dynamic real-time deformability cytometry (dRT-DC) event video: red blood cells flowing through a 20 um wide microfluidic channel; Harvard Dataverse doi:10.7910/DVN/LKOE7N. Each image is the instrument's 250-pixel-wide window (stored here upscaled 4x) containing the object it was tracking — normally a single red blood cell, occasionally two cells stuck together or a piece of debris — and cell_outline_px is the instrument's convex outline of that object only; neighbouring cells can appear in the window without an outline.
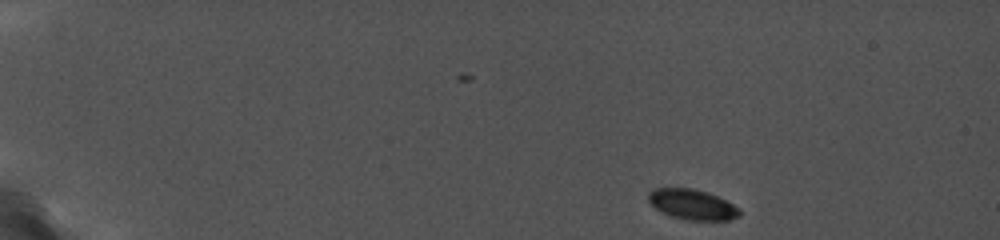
{"species": "common noctule bat (a hibernating species)", "species_latin": "Nyctalus noctula", "temperature_condition": "cold", "stored_images_in_passage": 48, "camera_frame_rate_fps": 5000, "um_per_image_px": 0.085, "animal": {"sex": "female", "body_mass_g": 19.0, "forearm_length_mm": 56.7}, "frame": {"image": 1, "passage_image": 1, "time_ms": 0.0, "image_size_px": [1000, 240], "cell_outline_px": [[740, 216], [728, 220], [688, 220], [672, 216], [656, 208], [648, 200], [648, 192], [652, 188], [692, 188], [708, 192], [740, 208]], "centroid_in_image_um": [58.84, 17.37], "position_along_channel_um": 26.2, "area_um2": 15.95}}
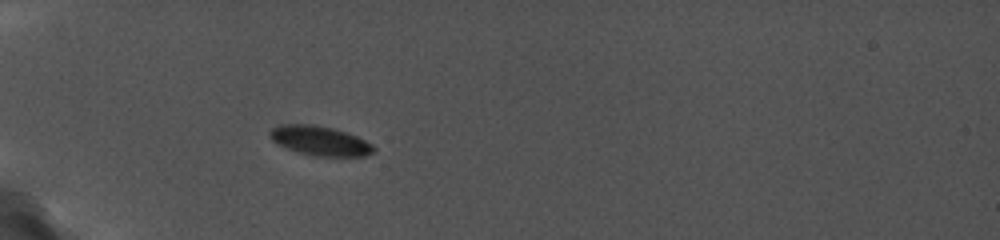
{"frame": {"image": 2, "passage_image": 14, "time_ms": 3.6, "image_size_px": [1000, 240], "cell_outline_px": [[376, 152], [364, 156], [312, 156], [288, 148], [272, 140], [268, 136], [268, 132], [272, 128], [280, 124], [316, 124], [348, 132], [372, 144], [376, 148]], "centroid_in_image_um": [27.21, 11.95], "position_along_channel_um": 57.8, "area_um2": 17.92}}
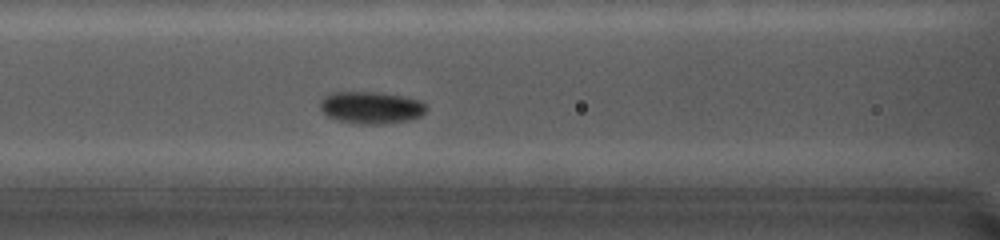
{"frame": {"image": 3, "passage_image": 24, "time_ms": 6.2, "image_size_px": [1000, 240], "cell_outline_px": [[428, 108], [420, 116], [412, 120], [384, 124], [352, 124], [336, 120], [328, 116], [320, 108], [320, 100], [336, 92], [372, 92], [404, 96], [420, 100]], "centroid_in_image_um": [31.57, 9.17], "position_along_channel_um": 135.0, "area_um2": 19.94}}